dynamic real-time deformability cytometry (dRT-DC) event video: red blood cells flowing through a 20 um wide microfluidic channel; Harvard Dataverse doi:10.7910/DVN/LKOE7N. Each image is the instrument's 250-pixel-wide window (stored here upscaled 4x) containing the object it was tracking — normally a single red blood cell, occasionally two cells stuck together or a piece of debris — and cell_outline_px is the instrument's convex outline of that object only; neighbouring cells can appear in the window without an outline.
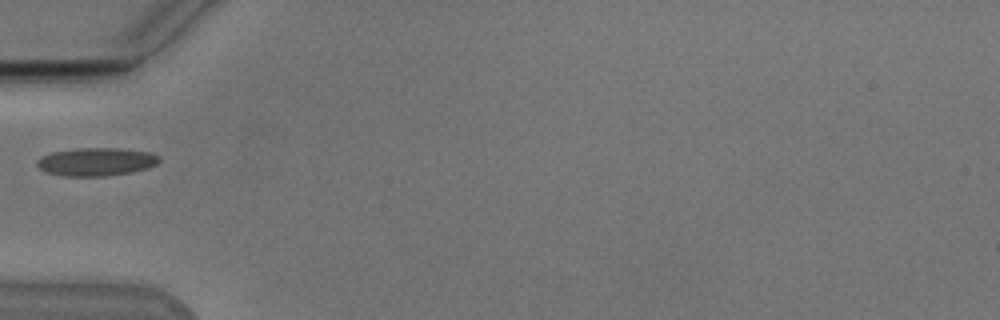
{"species": "Egyptian fruit bat (a non-hibernating species)", "species_latin": "Rousettus aegyptiacus", "temperature_condition": "cold", "stored_images_in_passage": 7, "camera_frame_rate_fps": 3000, "um_per_image_px": 0.085, "animal": {"sex": "male"}, "frame": {"image": 1, "passage_image": 1, "time_ms": 0.0, "image_size_px": [1000, 320], "cell_outline_px": [[160, 160], [156, 164], [148, 168], [132, 172], [108, 176], [60, 176], [44, 172], [36, 164], [36, 160], [40, 156], [52, 152], [80, 148], [120, 148], [152, 152], [160, 156]], "centroid_in_image_um": [8.18, 13.75], "position_along_channel_um": 76.8, "area_um2": 20.35}}